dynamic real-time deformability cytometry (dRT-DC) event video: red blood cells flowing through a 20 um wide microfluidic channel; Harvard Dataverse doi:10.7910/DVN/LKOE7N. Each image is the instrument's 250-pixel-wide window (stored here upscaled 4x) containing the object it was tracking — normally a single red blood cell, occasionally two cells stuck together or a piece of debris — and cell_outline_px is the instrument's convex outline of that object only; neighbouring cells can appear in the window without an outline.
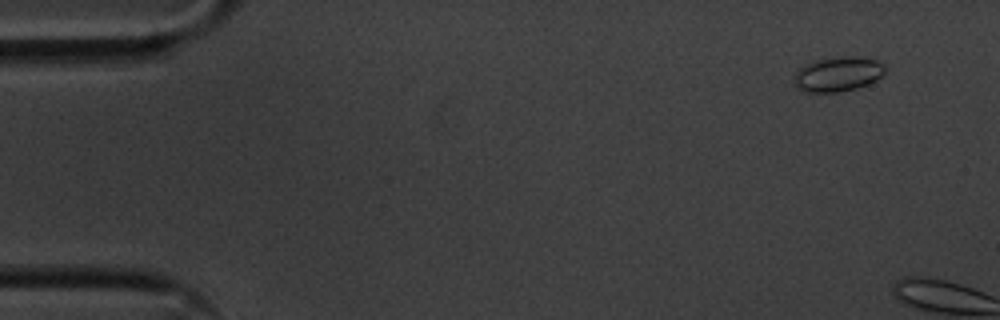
{"species": "common noctule bat (a hibernating species)", "species_latin": "Nyctalus noctula", "temperature_condition": "cold", "stored_images_in_passage": 3, "camera_frame_rate_fps": 3000, "um_per_image_px": 0.085, "animal": {"sex": "male", "body_mass_g": 20.1, "forearm_length_mm": 53.5}, "frame": {"image": 1, "passage_image": 2, "time_ms": 0.333, "image_size_px": [1000, 320], "cell_outline_px": [[888, 68], [876, 80], [868, 84], [856, 88], [840, 92], [804, 92], [796, 88], [792, 84], [792, 80], [796, 72], [804, 64], [812, 60], [824, 56], [852, 56], [876, 60], [884, 64]], "centroid_in_image_um": [71.16, 6.28], "position_along_channel_um": 13.8, "area_um2": 19.02}}